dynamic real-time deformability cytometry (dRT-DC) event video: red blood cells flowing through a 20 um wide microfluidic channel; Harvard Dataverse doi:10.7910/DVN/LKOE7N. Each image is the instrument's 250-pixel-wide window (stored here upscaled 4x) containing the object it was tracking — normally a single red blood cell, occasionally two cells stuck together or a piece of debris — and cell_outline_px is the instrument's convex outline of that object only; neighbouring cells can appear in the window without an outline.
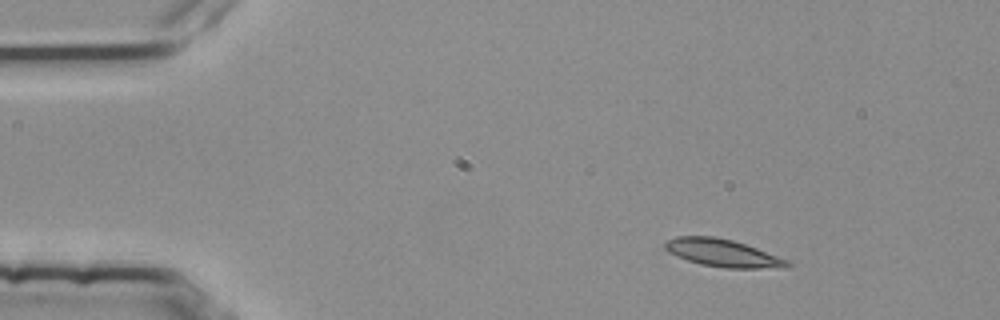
{"species": "common noctule bat (a hibernating species)", "species_latin": "Nyctalus noctula", "temperature_condition": "room temperature", "stored_images_in_passage": 45, "camera_frame_rate_fps": 3000, "um_per_image_px": 0.085, "animal": {"sex": "female", "body_mass_g": 25.1}, "frame": {"image": 1, "passage_image": 1, "time_ms": 0.0, "image_size_px": [1000, 320], "cell_outline_px": [[792, 264], [784, 268], [724, 268], [700, 264], [676, 256], [668, 252], [664, 248], [664, 244], [668, 240], [676, 236], [716, 236], [732, 240], [756, 248], [788, 260]], "centroid_in_image_um": [61.41, 21.51], "position_along_channel_um": 23.6, "area_um2": 19.59}}
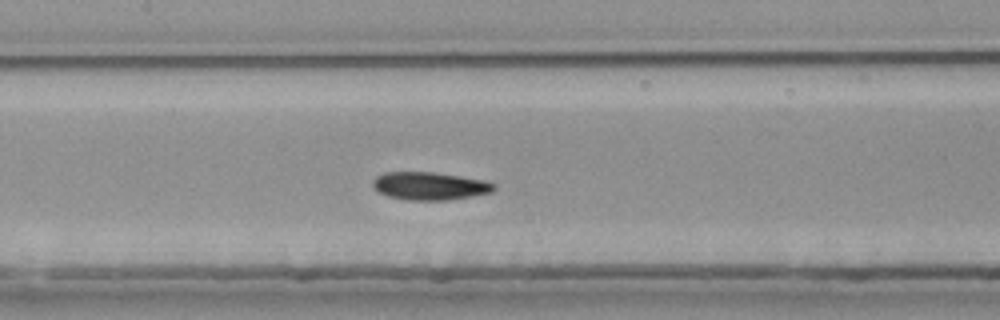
{"frame": {"image": 2, "passage_image": 19, "time_ms": 6.0, "image_size_px": [1000, 320], "cell_outline_px": [[496, 188], [492, 192], [472, 196], [444, 200], [408, 200], [388, 196], [380, 192], [372, 184], [372, 180], [376, 176], [384, 172], [432, 172], [460, 176], [484, 180], [496, 184]], "centroid_in_image_um": [36.53, 15.8], "position_along_channel_um": 170.9, "area_um2": 19.59}}
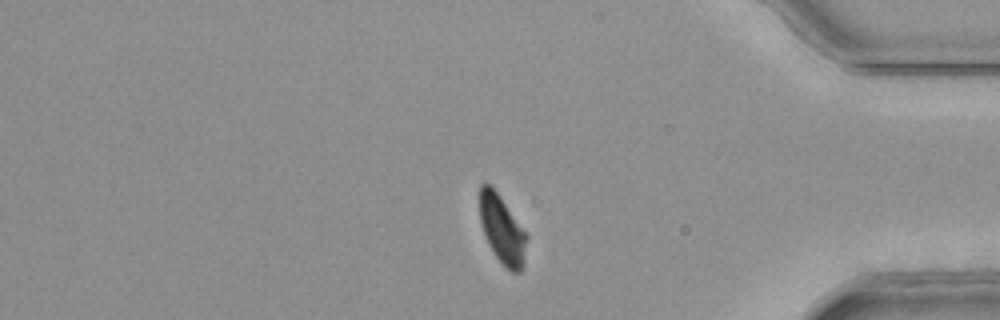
{"frame": {"image": 3, "passage_image": 39, "time_ms": 12.667, "image_size_px": [1000, 320], "cell_outline_px": [[528, 236], [524, 264], [520, 272], [512, 272], [496, 256], [488, 244], [480, 220], [480, 184], [488, 184], [500, 196]], "centroid_in_image_um": [42.7, 19.53], "position_along_channel_um": 392.5, "area_um2": 18.26}, "authors_computed_cell_mechanics": {"area_um2": 19.5942, "velocity_mm_per_s": 3.7557, "shape_relaxation_time_tau1_ms": 3.338, "shape_relaxation_time_tau2_ms": 1.9631, "deformation_change_tau1": 0.1174, "deformation_change_tau2": 0.0671}}